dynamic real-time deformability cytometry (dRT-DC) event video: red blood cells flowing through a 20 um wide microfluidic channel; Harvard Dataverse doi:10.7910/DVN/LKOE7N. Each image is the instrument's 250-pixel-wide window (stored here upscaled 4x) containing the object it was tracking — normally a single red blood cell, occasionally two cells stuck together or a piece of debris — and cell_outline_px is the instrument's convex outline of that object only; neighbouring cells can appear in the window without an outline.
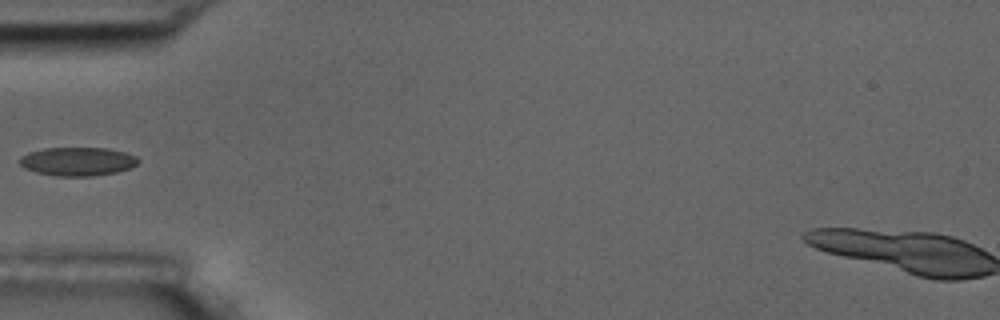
{"species": "common noctule bat (a hibernating species)", "species_latin": "Nyctalus noctula", "temperature_condition": "room temperature", "stored_images_in_passage": 6, "camera_frame_rate_fps": 3000, "um_per_image_px": 0.085, "animal": {"sex": "male", "body_mass_g": 17.5, "forearm_length_mm": 52.3}, "frame": {"image": 1, "passage_image": 5, "time_ms": 5.333, "image_size_px": [1000, 320], "cell_outline_px": [[140, 160], [136, 164], [128, 168], [116, 172], [92, 176], [56, 176], [36, 172], [24, 168], [20, 164], [20, 156], [28, 152], [44, 148], [104, 148], [124, 152], [136, 156]], "centroid_in_image_um": [6.56, 13.72], "position_along_channel_um": 78.4, "area_um2": 19.65}}